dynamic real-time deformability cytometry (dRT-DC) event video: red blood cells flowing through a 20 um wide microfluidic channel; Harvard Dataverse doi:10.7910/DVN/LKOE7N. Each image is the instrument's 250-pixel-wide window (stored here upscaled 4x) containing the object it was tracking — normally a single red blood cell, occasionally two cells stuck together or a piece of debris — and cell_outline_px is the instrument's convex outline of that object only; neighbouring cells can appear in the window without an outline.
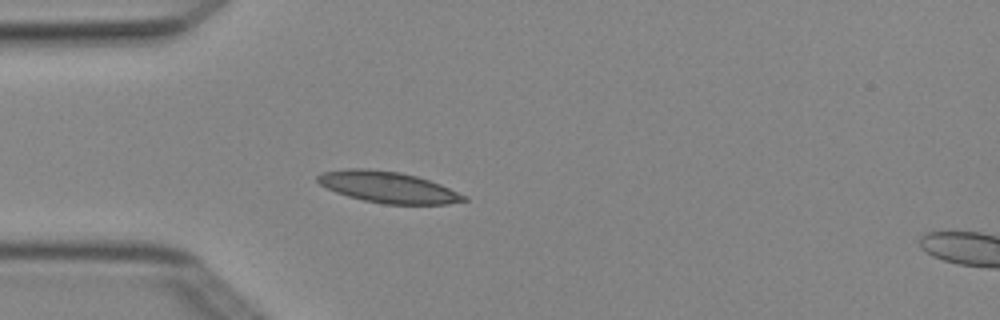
{"species": "Egyptian fruit bat (a non-hibernating species)", "species_latin": "Rousettus aegyptiacus", "temperature_condition": "cold", "stored_images_in_passage": 4, "segment_of_instrument_passage": [1, 2], "camera_frame_rate_fps": 3000, "um_per_image_px": 0.085, "animal": {"sex": "female"}, "frame": {"image": 1, "passage_image": 3, "time_ms": 0.667, "image_size_px": [1000, 320], "cell_outline_px": [[468, 200], [448, 204], [384, 204], [364, 200], [348, 196], [336, 192], [320, 184], [316, 180], [316, 176], [324, 172], [348, 168], [368, 168], [400, 172], [416, 176], [440, 184], [468, 196]], "centroid_in_image_um": [32.99, 15.9], "position_along_channel_um": 52.0, "area_um2": 26.53}}